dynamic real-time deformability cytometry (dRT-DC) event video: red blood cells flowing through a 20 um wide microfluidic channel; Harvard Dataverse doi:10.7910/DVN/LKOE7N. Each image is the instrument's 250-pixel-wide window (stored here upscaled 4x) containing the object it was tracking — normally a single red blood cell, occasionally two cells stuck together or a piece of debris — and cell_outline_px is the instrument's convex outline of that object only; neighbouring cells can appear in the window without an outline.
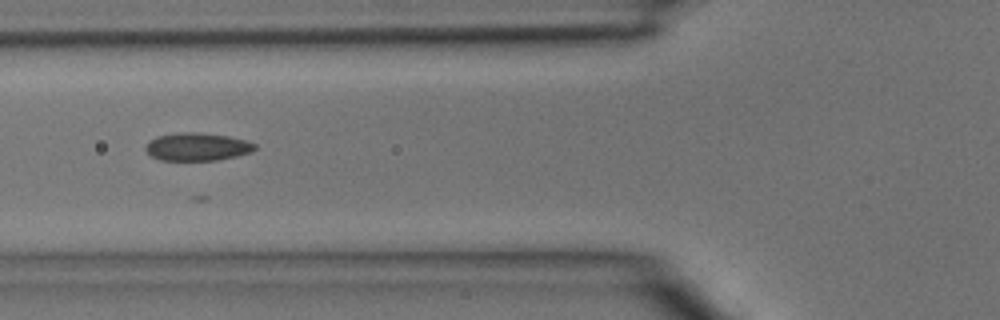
{"species": "common noctule bat (a hibernating species)", "species_latin": "Nyctalus noctula", "temperature_condition": "room temperature", "stored_images_in_passage": 2, "camera_frame_rate_fps": 3000, "um_per_image_px": 0.085, "animal": {"sex": "male", "body_mass_g": 15.6}, "frame": {"image": 1, "passage_image": 2, "time_ms": 0.333, "image_size_px": [1000, 320], "cell_outline_px": [[256, 148], [252, 152], [236, 156], [216, 160], [160, 160], [152, 156], [144, 148], [148, 140], [156, 136], [180, 132], [196, 132], [228, 136], [248, 140], [256, 144]], "centroid_in_image_um": [16.76, 12.47], "position_along_channel_um": 109.0, "area_um2": 17.86}}